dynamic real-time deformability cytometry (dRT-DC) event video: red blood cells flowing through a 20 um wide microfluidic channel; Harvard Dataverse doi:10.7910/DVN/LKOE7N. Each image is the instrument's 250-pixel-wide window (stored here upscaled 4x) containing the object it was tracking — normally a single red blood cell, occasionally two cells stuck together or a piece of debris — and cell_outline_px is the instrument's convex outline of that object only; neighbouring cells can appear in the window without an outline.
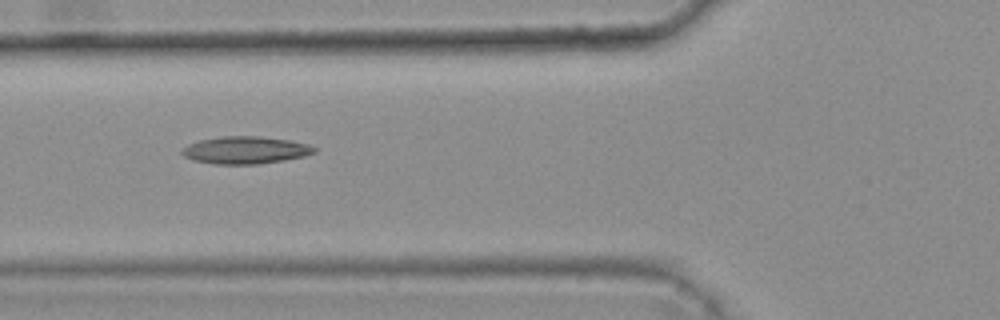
{"species": "common noctule bat (a hibernating species)", "species_latin": "Nyctalus noctula", "temperature_condition": "warm", "stored_images_in_passage": 4, "camera_frame_rate_fps": 3000, "um_per_image_px": 0.085, "animal": {"sex": "female", "body_mass_g": 25.1}, "frame": {"image": 1, "passage_image": 4, "time_ms": 1.0, "image_size_px": [1000, 320], "cell_outline_px": [[316, 152], [304, 156], [284, 160], [256, 164], [216, 164], [192, 160], [184, 156], [180, 152], [180, 148], [188, 144], [200, 140], [220, 136], [260, 136], [292, 140], [308, 144], [316, 148]], "centroid_in_image_um": [20.84, 12.75], "position_along_channel_um": 105.0, "area_um2": 21.27}}